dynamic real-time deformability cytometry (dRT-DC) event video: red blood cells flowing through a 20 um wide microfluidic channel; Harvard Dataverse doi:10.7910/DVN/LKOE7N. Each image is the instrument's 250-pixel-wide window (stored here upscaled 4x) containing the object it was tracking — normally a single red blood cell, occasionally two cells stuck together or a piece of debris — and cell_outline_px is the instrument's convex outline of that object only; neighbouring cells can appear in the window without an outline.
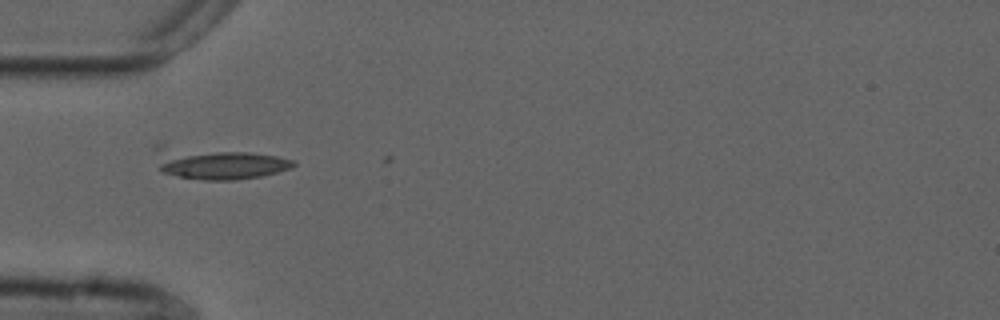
{"species": "common noctule bat (a hibernating species)", "species_latin": "Nyctalus noctula", "temperature_condition": "cold", "stored_images_in_passage": 3, "camera_frame_rate_fps": 3000, "um_per_image_px": 0.085, "animal": {"sex": "male", "forearm_length_mm": 52.5}, "frame": {"image": 1, "passage_image": 2, "time_ms": 0.333, "image_size_px": [1000, 320], "cell_outline_px": [[296, 164], [292, 168], [260, 176], [236, 180], [204, 180], [180, 176], [160, 172], [152, 144], [164, 144], [252, 152], [276, 156], [292, 160]], "centroid_in_image_um": [18.41, 13.84], "position_along_channel_um": 66.6, "area_um2": 25.95}}